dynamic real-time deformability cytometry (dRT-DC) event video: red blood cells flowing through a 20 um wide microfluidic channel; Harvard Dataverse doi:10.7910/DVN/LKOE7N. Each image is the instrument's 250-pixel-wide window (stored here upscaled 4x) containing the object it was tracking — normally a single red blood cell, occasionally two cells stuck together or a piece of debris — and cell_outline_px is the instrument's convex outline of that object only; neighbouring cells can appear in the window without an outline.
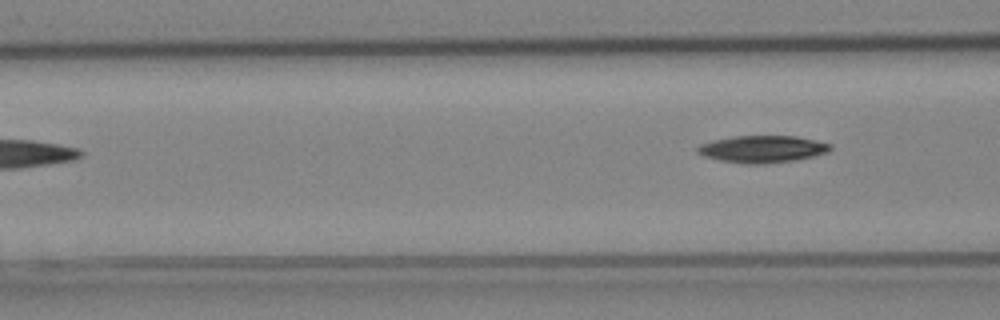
{"species": "Egyptian fruit bat (a non-hibernating species)", "species_latin": "Rousettus aegyptiacus", "temperature_condition": "cold", "stored_images_in_passage": 4, "segment_of_instrument_passage": [2, 2], "camera_frame_rate_fps": 3000, "um_per_image_px": 0.085, "animal": {"sex": "female"}, "frame": {"image": 1, "passage_image": 4, "time_ms": 1.0, "image_size_px": [1000, 320], "cell_outline_px": [[832, 148], [828, 152], [812, 156], [792, 160], [760, 164], [748, 164], [720, 160], [704, 156], [696, 152], [696, 148], [700, 144], [712, 140], [732, 136], [796, 136], [832, 144]], "centroid_in_image_um": [64.77, 12.66], "position_along_channel_um": 101.8, "area_um2": 20.81}}